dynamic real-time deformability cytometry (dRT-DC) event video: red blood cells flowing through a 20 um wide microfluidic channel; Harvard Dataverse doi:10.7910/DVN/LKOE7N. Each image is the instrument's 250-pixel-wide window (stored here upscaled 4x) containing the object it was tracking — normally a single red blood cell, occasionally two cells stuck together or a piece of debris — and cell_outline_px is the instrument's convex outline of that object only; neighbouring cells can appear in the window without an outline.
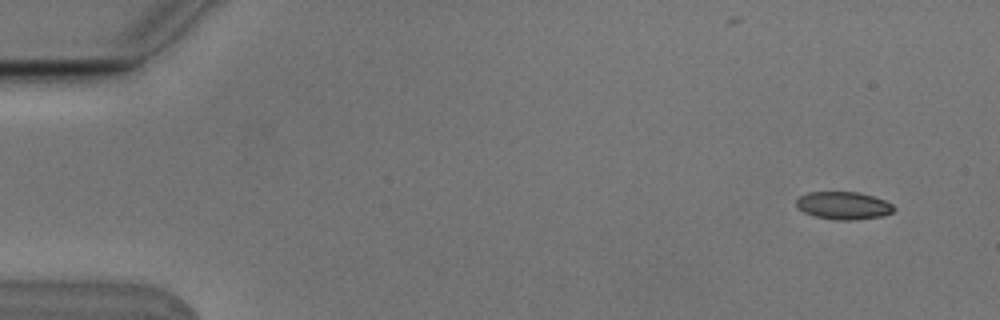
{"species": "Egyptian fruit bat (a non-hibernating species)", "species_latin": "Rousettus aegyptiacus", "temperature_condition": "cold", "stored_images_in_passage": 2, "segment_of_instrument_passage": [2, 2], "camera_frame_rate_fps": 3000, "um_per_image_px": 0.085, "animal": {"sex": "male"}, "frame": {"image": 1, "passage_image": 2, "time_ms": 0.333, "image_size_px": [1000, 320], "cell_outline_px": [[896, 208], [892, 212], [884, 216], [856, 220], [836, 220], [816, 216], [804, 212], [796, 204], [796, 200], [800, 196], [808, 192], [856, 192], [872, 196], [884, 200], [892, 204]], "centroid_in_image_um": [71.72, 17.48], "position_along_channel_um": 13.3, "area_um2": 15.66}}